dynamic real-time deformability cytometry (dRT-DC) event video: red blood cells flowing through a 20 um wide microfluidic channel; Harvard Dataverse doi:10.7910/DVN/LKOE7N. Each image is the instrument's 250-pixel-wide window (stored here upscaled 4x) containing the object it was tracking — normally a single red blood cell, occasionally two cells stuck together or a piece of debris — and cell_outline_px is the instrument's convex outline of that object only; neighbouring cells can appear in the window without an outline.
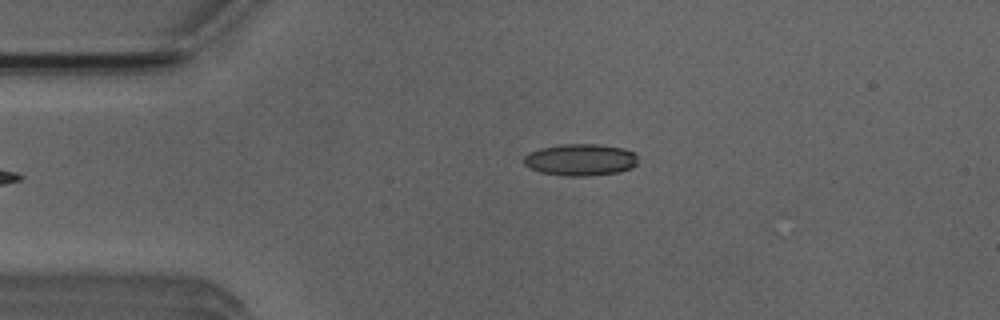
{"species": "Egyptian fruit bat (a non-hibernating species)", "species_latin": "Rousettus aegyptiacus", "temperature_condition": "room temperature", "stored_images_in_passage": 2, "camera_frame_rate_fps": 3000, "um_per_image_px": 0.085, "animal": {"sex": "male"}, "frame": {"image": 1, "passage_image": 2, "time_ms": 2.0, "image_size_px": [1000, 320], "cell_outline_px": [[636, 164], [632, 168], [620, 172], [584, 176], [568, 176], [540, 172], [528, 168], [524, 164], [524, 156], [528, 152], [540, 148], [564, 144], [600, 144], [624, 148], [636, 152]], "centroid_in_image_um": [49.34, 13.57], "position_along_channel_um": 35.7, "area_um2": 21.33}}